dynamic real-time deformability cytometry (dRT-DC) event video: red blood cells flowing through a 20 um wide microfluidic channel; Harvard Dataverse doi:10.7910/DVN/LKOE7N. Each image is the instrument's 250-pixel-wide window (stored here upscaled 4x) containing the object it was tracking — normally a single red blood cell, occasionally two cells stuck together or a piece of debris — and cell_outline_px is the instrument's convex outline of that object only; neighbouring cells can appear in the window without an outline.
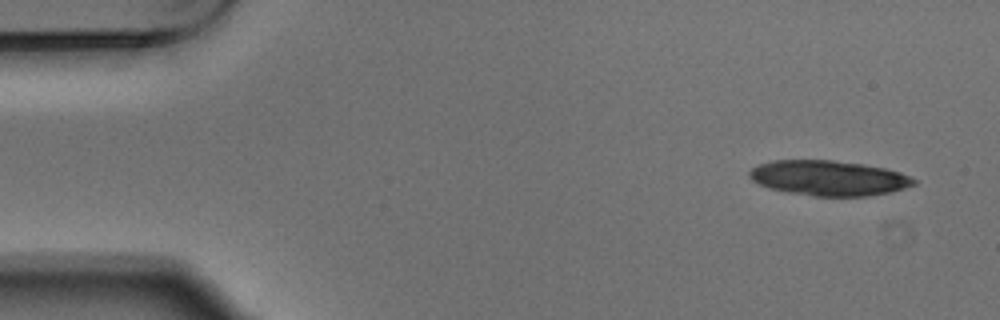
{"species": "Egyptian fruit bat (a non-hibernating species)", "species_latin": "Rousettus aegyptiacus", "temperature_condition": "warm", "stored_images_in_passage": 2, "segment_of_instrument_passage": [2, 2], "camera_frame_rate_fps": 3000, "um_per_image_px": 0.085, "animal": {"sex": "male"}, "frame": {"image": 1, "passage_image": 2, "time_ms": 0.333, "image_size_px": [1000, 320], "cell_outline_px": [[916, 184], [904, 188], [888, 192], [868, 196], [812, 196], [788, 192], [768, 188], [752, 180], [748, 176], [748, 172], [752, 168], [760, 164], [772, 160], [832, 160], [860, 164], [884, 168], [900, 172], [916, 180]], "centroid_in_image_um": [70.41, 15.13], "position_along_channel_um": 14.6, "area_um2": 33.47}}